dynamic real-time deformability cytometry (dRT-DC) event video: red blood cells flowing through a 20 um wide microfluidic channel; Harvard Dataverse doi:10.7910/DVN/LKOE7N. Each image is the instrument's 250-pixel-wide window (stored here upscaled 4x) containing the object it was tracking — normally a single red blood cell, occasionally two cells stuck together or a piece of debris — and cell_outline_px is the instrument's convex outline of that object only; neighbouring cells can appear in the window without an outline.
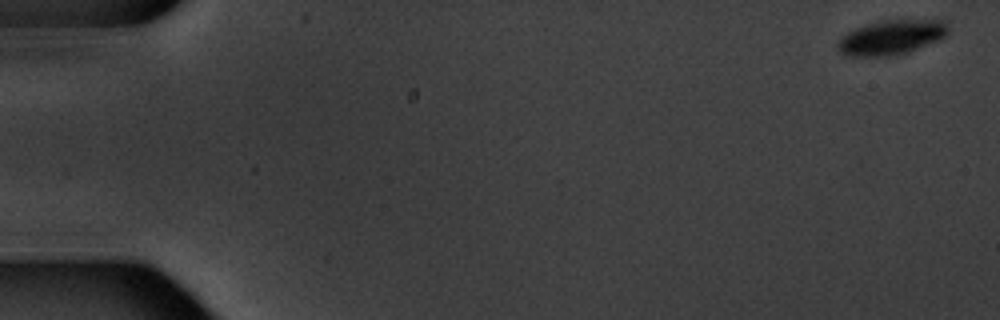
{"species": "common noctule bat (a hibernating species)", "species_latin": "Nyctalus noctula", "temperature_condition": "warm", "stored_images_in_passage": 5, "camera_frame_rate_fps": 3000, "um_per_image_px": 0.085, "animal": {"sex": "male", "body_mass_g": 20.1, "forearm_length_mm": 53.5}, "frame": {"image": 1, "passage_image": 1, "time_ms": 0.0, "image_size_px": [1000, 320], "cell_outline_px": [[948, 32], [940, 40], [908, 52], [892, 56], [844, 56], [836, 48], [840, 40], [848, 32], [856, 28], [884, 20], [944, 20], [948, 28]], "centroid_in_image_um": [75.78, 3.19], "position_along_channel_um": 9.2, "area_um2": 22.08}}
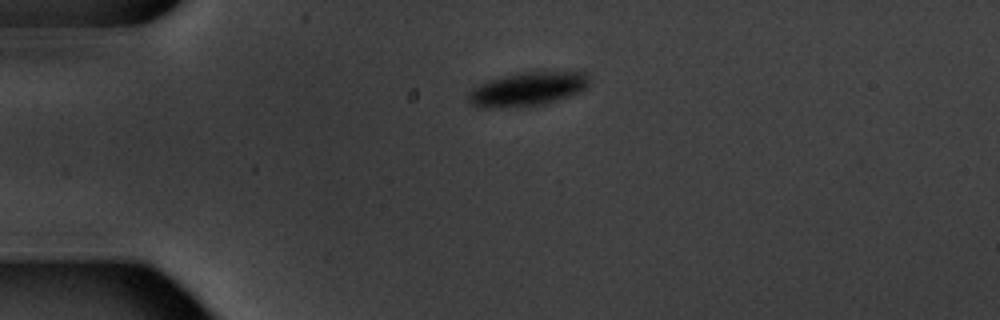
{"frame": {"image": 2, "passage_image": 4, "time_ms": 4.333, "image_size_px": [1000, 320], "cell_outline_px": [[588, 84], [580, 92], [572, 96], [544, 104], [524, 108], [476, 108], [468, 100], [468, 92], [476, 84], [488, 80], [520, 72], [588, 72]], "centroid_in_image_um": [44.79, 7.6], "position_along_channel_um": 40.2, "area_um2": 24.39}}